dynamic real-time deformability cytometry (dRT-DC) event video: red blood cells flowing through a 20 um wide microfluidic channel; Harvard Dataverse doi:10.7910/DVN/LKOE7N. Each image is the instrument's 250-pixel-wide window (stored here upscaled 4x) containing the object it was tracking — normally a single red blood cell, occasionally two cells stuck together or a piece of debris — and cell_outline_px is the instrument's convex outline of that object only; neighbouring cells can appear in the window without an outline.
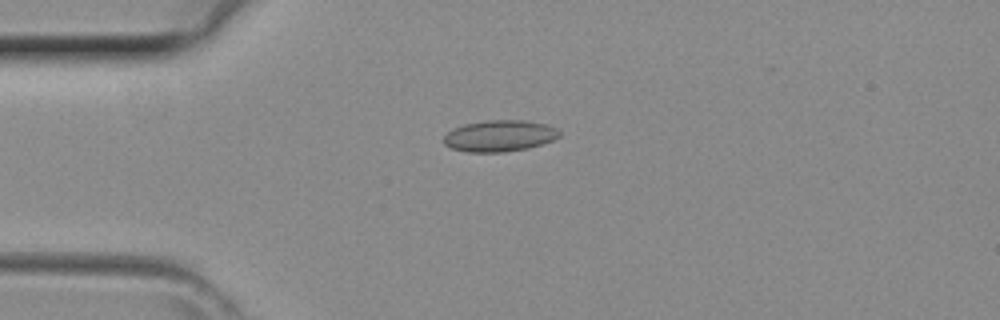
{"species": "common noctule bat (a hibernating species)", "species_latin": "Nyctalus noctula", "temperature_condition": "room temperature", "stored_images_in_passage": 40, "camera_frame_rate_fps": 3000, "um_per_image_px": 0.085, "animal": {"sex": "female", "body_mass_g": 29.2, "forearm_length_mm": 56.3}, "frame": {"image": 1, "passage_image": 11, "time_ms": 3.333, "image_size_px": [1000, 320], "cell_outline_px": [[560, 136], [552, 140], [528, 148], [504, 152], [468, 152], [452, 148], [444, 144], [444, 136], [448, 132], [464, 124], [484, 120], [524, 120], [548, 124], [556, 128], [560, 132]], "centroid_in_image_um": [42.48, 11.54], "position_along_channel_um": 42.5, "area_um2": 21.1}}
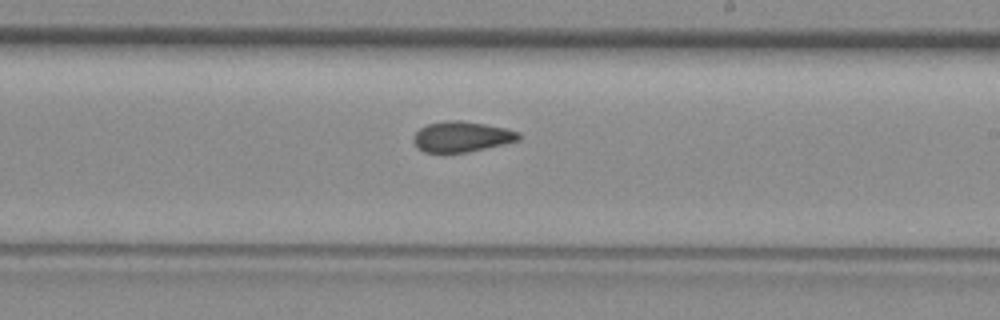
{"frame": {"image": 2, "passage_image": 25, "time_ms": 8.0, "image_size_px": [1000, 320], "cell_outline_px": [[520, 140], [468, 152], [424, 152], [416, 148], [412, 140], [416, 132], [420, 128], [428, 124], [448, 120], [460, 120], [484, 124], [504, 128], [520, 132]], "centroid_in_image_um": [39.22, 11.62], "position_along_channel_um": 249.8, "area_um2": 18.61}}
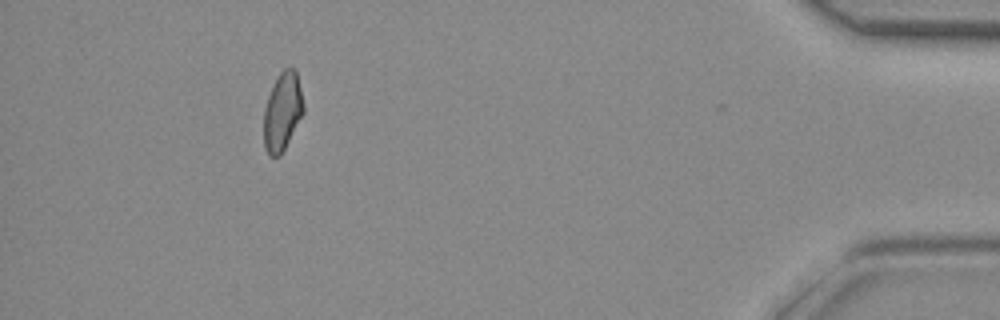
{"frame": {"image": 3, "passage_image": 39, "time_ms": 12.667, "image_size_px": [1000, 320], "cell_outline_px": [[304, 112], [280, 156], [268, 156], [264, 148], [264, 108], [268, 96], [280, 72], [284, 68], [296, 68], [304, 104]], "centroid_in_image_um": [24.01, 9.49], "position_along_channel_um": 411.2, "area_um2": 18.03}}